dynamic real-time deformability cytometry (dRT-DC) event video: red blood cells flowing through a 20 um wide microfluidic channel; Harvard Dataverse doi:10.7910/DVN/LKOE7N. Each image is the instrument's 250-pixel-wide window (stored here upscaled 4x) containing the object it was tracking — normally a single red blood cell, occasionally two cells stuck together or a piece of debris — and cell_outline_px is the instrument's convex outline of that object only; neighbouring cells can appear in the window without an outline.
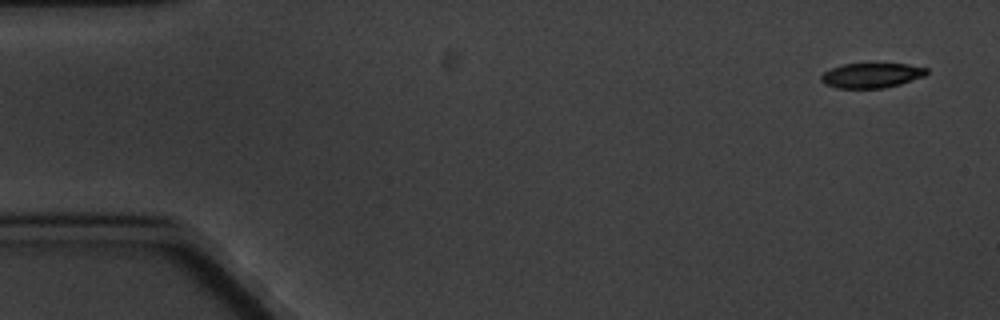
{"species": "common noctule bat (a hibernating species)", "species_latin": "Nyctalus noctula", "temperature_condition": "cold", "stored_images_in_passage": 5, "camera_frame_rate_fps": 3000, "um_per_image_px": 0.085, "animal": {"sex": "male", "body_mass_g": 20.1, "forearm_length_mm": 53.5}, "frame": {"image": 1, "passage_image": 1, "time_ms": 0.0, "image_size_px": [1000, 320], "cell_outline_px": [[928, 72], [924, 76], [900, 84], [884, 88], [836, 88], [824, 84], [820, 80], [820, 76], [824, 72], [832, 68], [844, 64], [908, 64], [928, 68]], "centroid_in_image_um": [74.07, 6.41], "position_along_channel_um": 10.9, "area_um2": 15.26}}
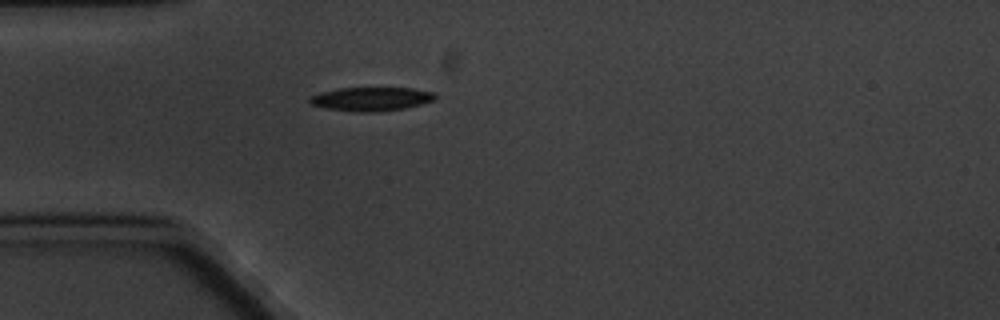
{"frame": {"image": 2, "passage_image": 5, "time_ms": 4.667, "image_size_px": [1000, 320], "cell_outline_px": [[436, 96], [432, 100], [420, 104], [404, 108], [376, 112], [356, 112], [324, 108], [312, 104], [308, 100], [308, 96], [320, 92], [336, 88], [412, 88], [432, 92]], "centroid_in_image_um": [31.47, 8.41], "position_along_channel_um": 53.5, "area_um2": 17.34}}